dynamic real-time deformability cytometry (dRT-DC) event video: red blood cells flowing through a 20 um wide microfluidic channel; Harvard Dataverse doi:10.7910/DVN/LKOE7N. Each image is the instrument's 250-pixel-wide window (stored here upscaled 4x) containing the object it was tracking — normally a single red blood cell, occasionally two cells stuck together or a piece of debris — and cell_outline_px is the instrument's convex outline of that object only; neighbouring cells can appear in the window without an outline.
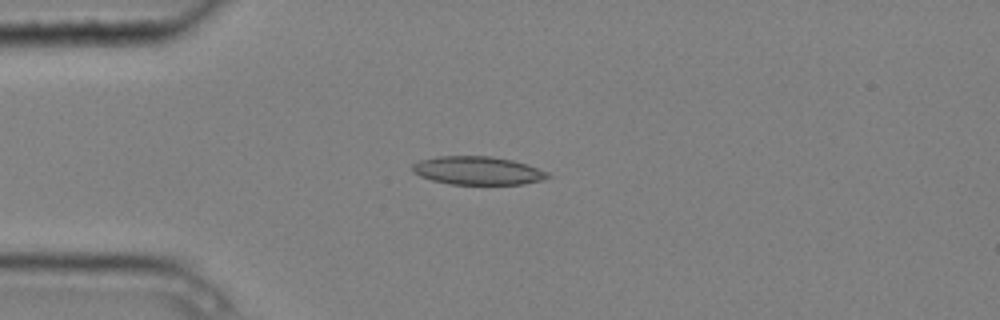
{"species": "common noctule bat (a hibernating species)", "species_latin": "Nyctalus noctula", "temperature_condition": "cold", "stored_images_in_passage": 1, "camera_frame_rate_fps": 3000, "um_per_image_px": 0.085, "animal": {"sex": "male", "body_mass_g": 20.4}, "frame": {"image": 1, "passage_image": 1, "time_ms": 0.0, "image_size_px": [1000, 320], "cell_outline_px": [[552, 176], [540, 180], [524, 184], [448, 184], [432, 180], [420, 176], [412, 172], [412, 164], [420, 160], [440, 156], [492, 156], [512, 160], [528, 164], [548, 172]], "centroid_in_image_um": [40.6, 14.5], "position_along_channel_um": 44.4, "area_um2": 22.37}}